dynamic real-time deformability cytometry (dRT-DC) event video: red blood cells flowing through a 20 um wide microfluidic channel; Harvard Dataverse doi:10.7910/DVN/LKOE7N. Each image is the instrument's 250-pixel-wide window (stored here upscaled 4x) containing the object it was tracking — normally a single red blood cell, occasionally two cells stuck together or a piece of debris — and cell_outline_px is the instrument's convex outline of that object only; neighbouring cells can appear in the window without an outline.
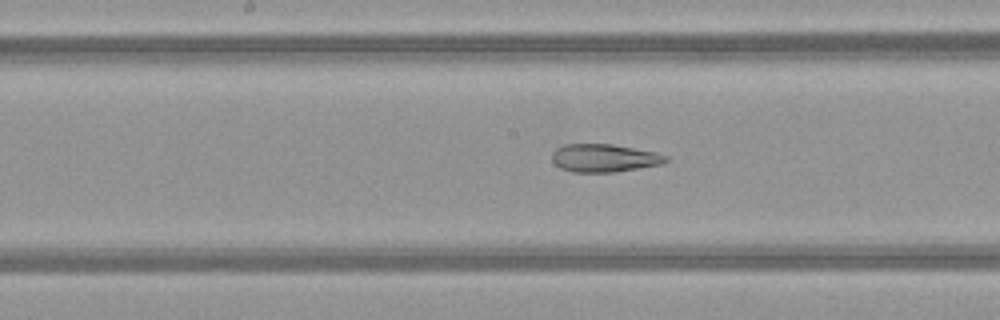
{"species": "common noctule bat (a hibernating species)", "species_latin": "Nyctalus noctula", "temperature_condition": "warm", "stored_images_in_passage": 31, "camera_frame_rate_fps": 3000, "um_per_image_px": 0.085, "animal": {"sex": "female", "body_mass_g": 21.9}, "frame": {"image": 1, "passage_image": 16, "time_ms": 5.0, "image_size_px": [1000, 320], "cell_outline_px": [[668, 160], [660, 164], [616, 172], [572, 172], [560, 168], [552, 160], [552, 152], [556, 148], [564, 144], [612, 144], [656, 152], [668, 156]], "centroid_in_image_um": [51.33, 13.43], "position_along_channel_um": 196.9, "area_um2": 18.55}}
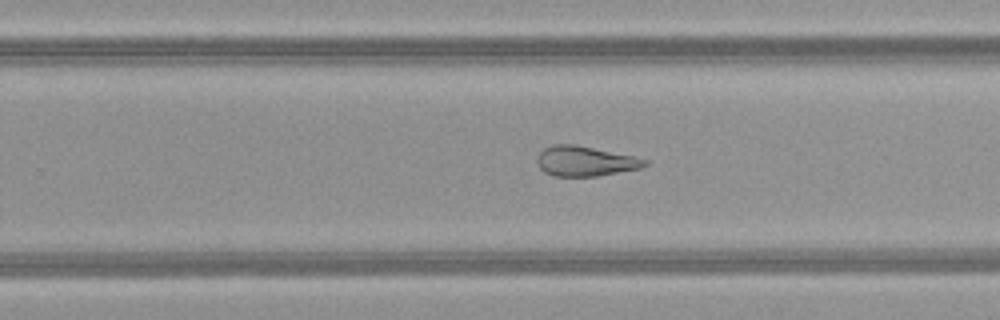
{"frame": {"image": 2, "passage_image": 22, "time_ms": 7.0, "image_size_px": [1000, 320], "cell_outline_px": [[648, 164], [640, 168], [596, 176], [552, 176], [544, 172], [540, 168], [536, 160], [536, 156], [544, 148], [552, 144], [576, 144], [632, 156], [648, 160]], "centroid_in_image_um": [49.68, 13.69], "position_along_channel_um": 280.1, "area_um2": 18.79}}
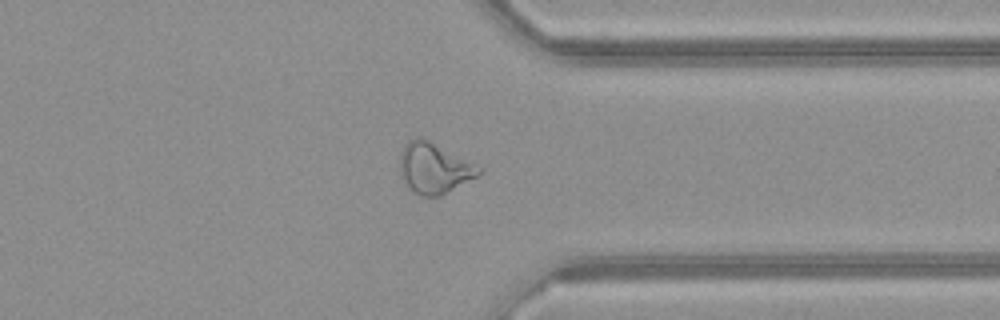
{"frame": {"image": 3, "passage_image": 29, "time_ms": 9.333, "image_size_px": [1000, 320], "cell_outline_px": [[484, 172], [440, 196], [420, 196], [404, 180], [400, 172], [400, 152], [404, 144], [408, 140], [420, 136], [424, 136], [484, 168]], "centroid_in_image_um": [36.93, 14.23], "position_along_channel_um": 374.5, "area_um2": 23.47}}